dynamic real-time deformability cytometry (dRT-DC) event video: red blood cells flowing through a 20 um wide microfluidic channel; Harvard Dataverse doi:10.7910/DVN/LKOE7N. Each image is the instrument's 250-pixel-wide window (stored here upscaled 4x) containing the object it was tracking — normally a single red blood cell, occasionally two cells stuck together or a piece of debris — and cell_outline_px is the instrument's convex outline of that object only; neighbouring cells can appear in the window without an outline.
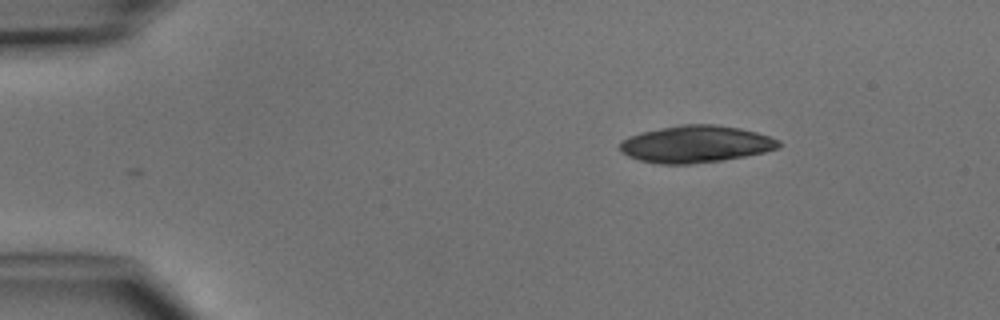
{"species": "common noctule bat (a hibernating species)", "species_latin": "Nyctalus noctula", "temperature_condition": "cold", "stored_images_in_passage": 2, "camera_frame_rate_fps": 3000, "um_per_image_px": 0.085, "animal": {"sex": "male", "body_mass_g": 15.6}, "frame": {"image": 1, "passage_image": 2, "time_ms": 1.0, "image_size_px": [1000, 320], "cell_outline_px": [[784, 144], [780, 148], [764, 152], [744, 156], [720, 160], [692, 164], [656, 164], [640, 160], [628, 156], [620, 152], [620, 144], [628, 136], [640, 132], [680, 124], [716, 124], [740, 128], [756, 132], [780, 140]], "centroid_in_image_um": [59.15, 12.24], "position_along_channel_um": 25.8, "area_um2": 34.45}}